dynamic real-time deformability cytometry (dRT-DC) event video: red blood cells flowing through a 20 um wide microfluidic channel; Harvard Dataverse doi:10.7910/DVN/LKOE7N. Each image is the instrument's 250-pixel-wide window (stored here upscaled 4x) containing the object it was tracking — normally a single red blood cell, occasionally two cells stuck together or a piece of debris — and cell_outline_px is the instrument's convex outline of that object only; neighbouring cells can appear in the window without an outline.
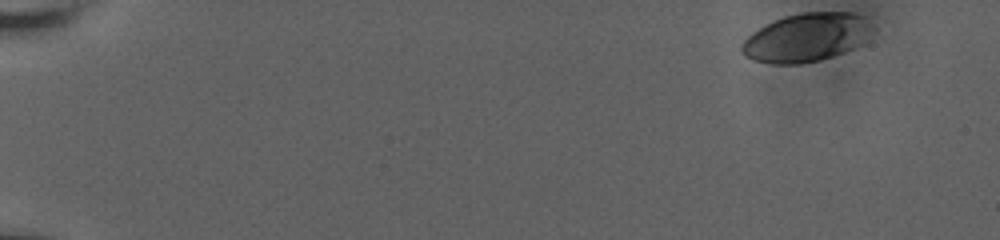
{"species": "human", "species_latin": "Homo sapiens", "temperature_condition": "room temperature", "stored_images_in_passage": 70, "camera_frame_rate_fps": 3000, "um_per_image_px": 0.085, "donor": {"sex": "male"}, "frame": {"image": 1, "passage_image": 1, "time_ms": 0.0, "image_size_px": [1000, 240], "cell_outline_px": [[864, 16], [860, 44], [852, 48], [832, 56], [820, 60], [800, 64], [772, 64], [752, 60], [744, 56], [740, 48], [740, 44], [752, 32], [772, 20], [784, 16], [804, 12], [852, 12]], "centroid_in_image_um": [68.33, 3.2], "position_along_channel_um": 16.7, "area_um2": 35.78}}
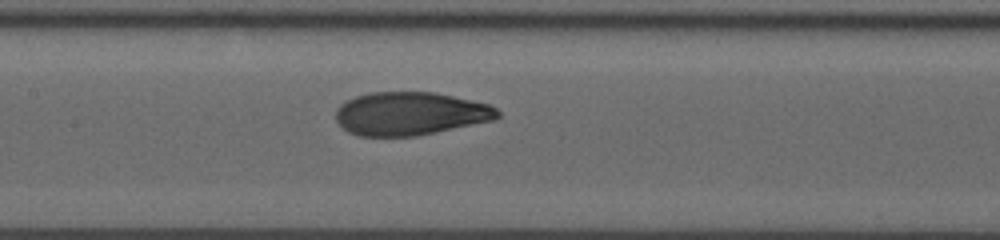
{"frame": {"image": 2, "passage_image": 33, "time_ms": 9.0, "image_size_px": [1000, 240], "cell_outline_px": [[500, 116], [496, 120], [416, 136], [356, 136], [348, 132], [336, 120], [336, 108], [340, 104], [356, 96], [372, 92], [436, 92], [488, 104], [496, 108], [500, 112]], "centroid_in_image_um": [34.88, 9.66], "position_along_channel_um": 172.5, "area_um2": 40.86}}
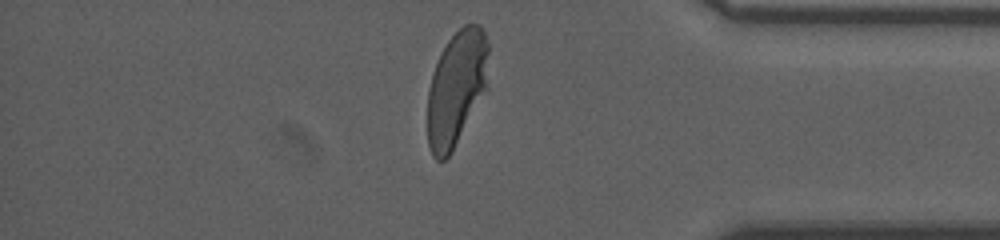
{"frame": {"image": 3, "passage_image": 65, "time_ms": 15.667, "image_size_px": [1000, 240], "cell_outline_px": [[488, 88], [452, 152], [444, 160], [436, 160], [432, 156], [428, 144], [428, 88], [432, 72], [440, 52], [448, 40], [464, 24], [480, 24], [484, 32], [488, 44]], "centroid_in_image_um": [38.81, 7.49], "position_along_channel_um": 396.4, "area_um2": 41.44}, "authors_computed_cell_mechanics": {"area_um2": 41.1536, "velocity_mm_per_s": 3.6278, "shape_relaxation_time_tau1_ms": 5.8713, "shape_relaxation_time_tau2_ms": 0.8138, "deformation_change_tau1": 0.2076, "deformation_change_tau2": 0.0611}}